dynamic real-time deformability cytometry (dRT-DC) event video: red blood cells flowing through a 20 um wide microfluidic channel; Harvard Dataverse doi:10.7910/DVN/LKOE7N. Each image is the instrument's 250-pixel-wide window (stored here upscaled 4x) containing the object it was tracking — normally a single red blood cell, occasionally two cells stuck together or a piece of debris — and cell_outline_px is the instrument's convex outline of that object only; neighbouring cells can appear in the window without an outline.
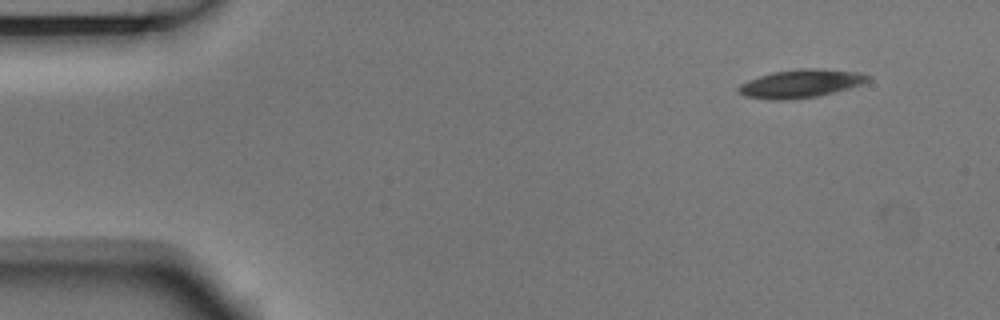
{"species": "Egyptian fruit bat (a non-hibernating species)", "species_latin": "Rousettus aegyptiacus", "temperature_condition": "room temperature", "stored_images_in_passage": 4, "camera_frame_rate_fps": 3000, "um_per_image_px": 0.085, "animal": {"sex": "male"}, "frame": {"image": 1, "passage_image": 1, "time_ms": 0.0, "image_size_px": [1000, 320], "cell_outline_px": [[872, 80], [848, 88], [820, 96], [788, 100], [772, 100], [744, 96], [736, 88], [740, 84], [748, 80], [760, 76], [776, 72], [808, 68], [812, 68], [860, 72], [872, 76]], "centroid_in_image_um": [68.09, 7.12], "position_along_channel_um": 16.9, "area_um2": 21.15}}
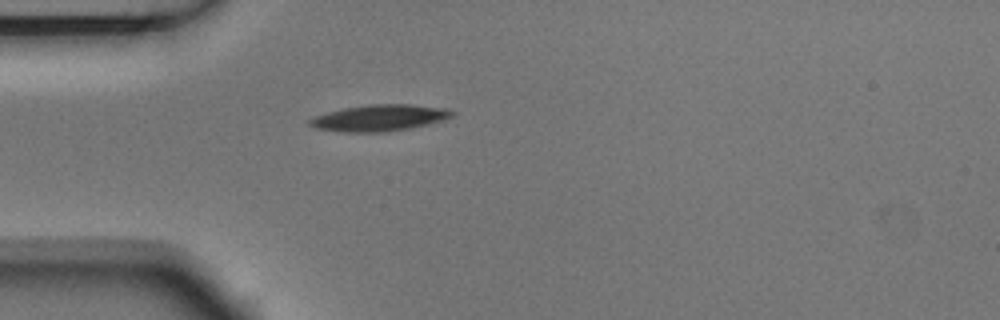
{"frame": {"image": 2, "passage_image": 4, "time_ms": 1.0, "image_size_px": [1000, 320], "cell_outline_px": [[456, 112], [452, 116], [428, 124], [388, 132], [344, 132], [316, 128], [308, 124], [308, 120], [316, 116], [328, 112], [344, 108], [372, 104], [412, 104], [448, 108]], "centroid_in_image_um": [32.27, 10.01], "position_along_channel_um": 52.7, "area_um2": 21.79}}